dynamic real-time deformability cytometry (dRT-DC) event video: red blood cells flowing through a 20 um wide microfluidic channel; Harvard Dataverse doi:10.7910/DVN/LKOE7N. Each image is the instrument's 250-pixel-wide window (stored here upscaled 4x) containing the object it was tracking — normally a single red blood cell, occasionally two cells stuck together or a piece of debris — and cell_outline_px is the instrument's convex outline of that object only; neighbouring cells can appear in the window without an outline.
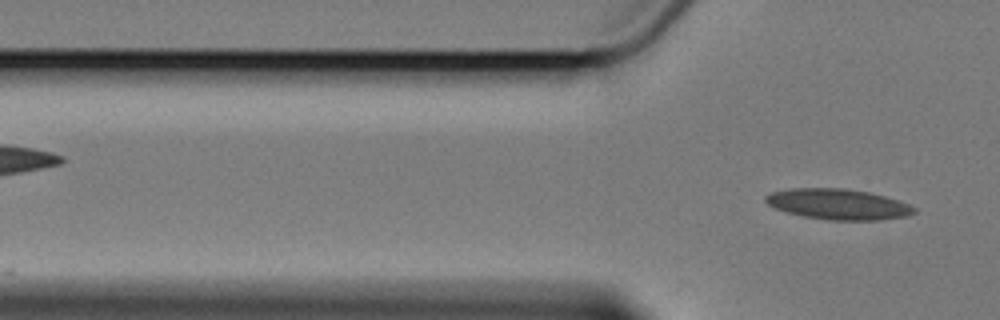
{"species": "Egyptian fruit bat (a non-hibernating species)", "species_latin": "Rousettus aegyptiacus", "temperature_condition": "cold", "stored_images_in_passage": 3, "camera_frame_rate_fps": 3000, "um_per_image_px": 0.085, "animal": {"sex": "female"}, "frame": {"image": 1, "passage_image": 3, "time_ms": 3.333, "image_size_px": [1000, 320], "cell_outline_px": [[916, 212], [908, 216], [880, 220], [828, 220], [804, 216], [788, 212], [776, 208], [768, 204], [764, 200], [764, 196], [772, 192], [788, 188], [844, 188], [868, 192], [884, 196], [908, 204], [916, 208]], "centroid_in_image_um": [71.24, 17.36], "position_along_channel_um": 54.6, "area_um2": 26.41}}